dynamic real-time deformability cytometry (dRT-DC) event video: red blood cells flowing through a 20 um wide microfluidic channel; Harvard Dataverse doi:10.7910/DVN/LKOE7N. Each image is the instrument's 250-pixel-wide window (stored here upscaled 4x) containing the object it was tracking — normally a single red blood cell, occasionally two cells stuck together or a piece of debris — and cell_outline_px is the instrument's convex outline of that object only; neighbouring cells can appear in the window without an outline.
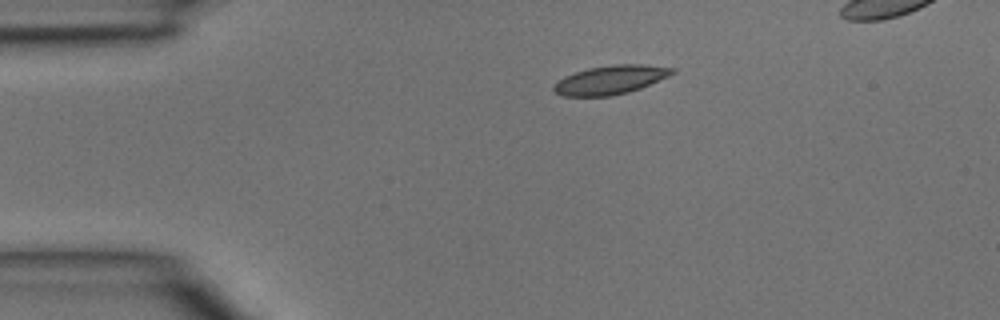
{"species": "common noctule bat (a hibernating species)", "species_latin": "Nyctalus noctula", "temperature_condition": "room temperature", "stored_images_in_passage": 3, "camera_frame_rate_fps": 3000, "um_per_image_px": 0.085, "animal": {"sex": "male", "body_mass_g": 15.6}, "frame": {"image": 1, "passage_image": 1, "time_ms": 0.0, "image_size_px": [1000, 320], "cell_outline_px": [[676, 72], [668, 76], [640, 88], [628, 92], [612, 96], [564, 96], [556, 92], [552, 88], [552, 84], [564, 76], [588, 68], [612, 64], [640, 64], [676, 68]], "centroid_in_image_um": [51.87, 6.78], "position_along_channel_um": 33.1, "area_um2": 19.88}}